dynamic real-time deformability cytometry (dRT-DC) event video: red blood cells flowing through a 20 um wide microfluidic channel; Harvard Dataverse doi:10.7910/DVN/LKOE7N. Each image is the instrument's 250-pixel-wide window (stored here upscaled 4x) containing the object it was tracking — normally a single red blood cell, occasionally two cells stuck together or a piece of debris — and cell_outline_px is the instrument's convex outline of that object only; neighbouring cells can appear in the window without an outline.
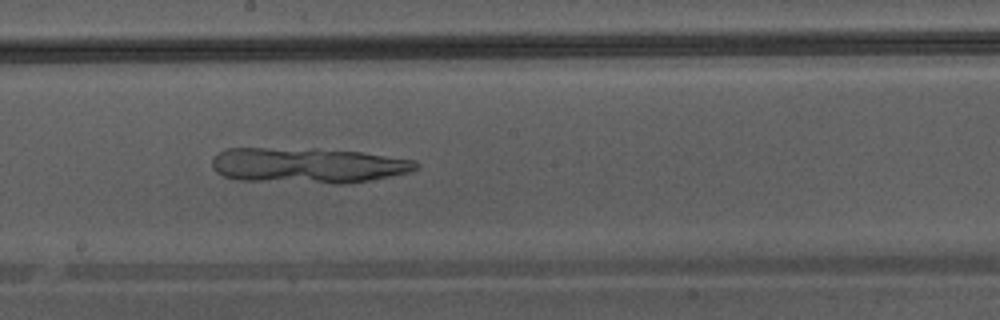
{"species": "Egyptian fruit bat (a non-hibernating species)", "species_latin": "Rousettus aegyptiacus", "temperature_condition": "warm", "stored_images_in_passage": 47, "camera_frame_rate_fps": 3000, "um_per_image_px": 0.085, "animal": {"sex": "male"}, "frame": {"image": 1, "passage_image": 27, "time_ms": 8.667, "image_size_px": [1000, 320], "cell_outline_px": [[420, 164], [412, 172], [368, 180], [344, 184], [332, 184], [240, 180], [224, 176], [216, 172], [212, 168], [212, 160], [216, 152], [224, 148], [316, 148], [360, 152], [416, 160]], "centroid_in_image_um": [26.14, 14.05], "position_along_channel_um": 222.1, "area_um2": 42.66}}